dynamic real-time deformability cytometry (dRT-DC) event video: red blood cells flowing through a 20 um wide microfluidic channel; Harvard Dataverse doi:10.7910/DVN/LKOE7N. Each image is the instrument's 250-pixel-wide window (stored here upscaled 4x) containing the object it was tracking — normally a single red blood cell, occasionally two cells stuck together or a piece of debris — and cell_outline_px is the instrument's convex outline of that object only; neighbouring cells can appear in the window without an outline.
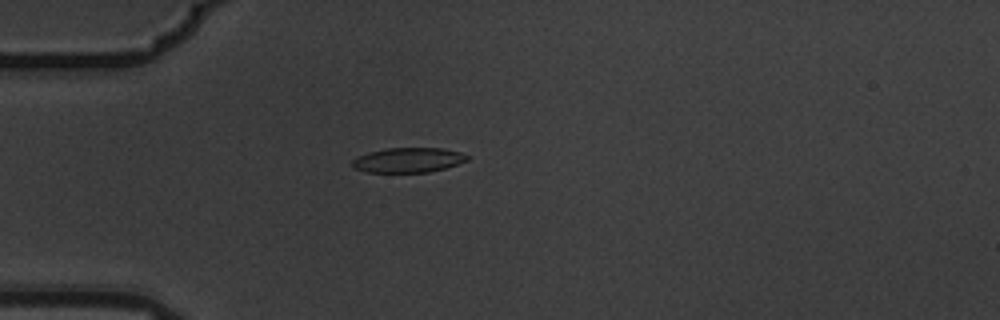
{"species": "common noctule bat (a hibernating species)", "species_latin": "Nyctalus noctula", "temperature_condition": "warm", "stored_images_in_passage": 2, "camera_frame_rate_fps": 3000, "um_per_image_px": 0.085, "animal": {"sex": "male", "body_mass_g": 19.5, "forearm_length_mm": 54.6}, "frame": {"image": 1, "passage_image": 2, "time_ms": 0.333, "image_size_px": [1000, 320], "cell_outline_px": [[468, 160], [444, 168], [428, 172], [368, 172], [352, 168], [352, 160], [368, 152], [388, 148], [444, 148], [460, 152], [468, 156]], "centroid_in_image_um": [34.68, 13.6], "position_along_channel_um": 50.3, "area_um2": 16.47}}